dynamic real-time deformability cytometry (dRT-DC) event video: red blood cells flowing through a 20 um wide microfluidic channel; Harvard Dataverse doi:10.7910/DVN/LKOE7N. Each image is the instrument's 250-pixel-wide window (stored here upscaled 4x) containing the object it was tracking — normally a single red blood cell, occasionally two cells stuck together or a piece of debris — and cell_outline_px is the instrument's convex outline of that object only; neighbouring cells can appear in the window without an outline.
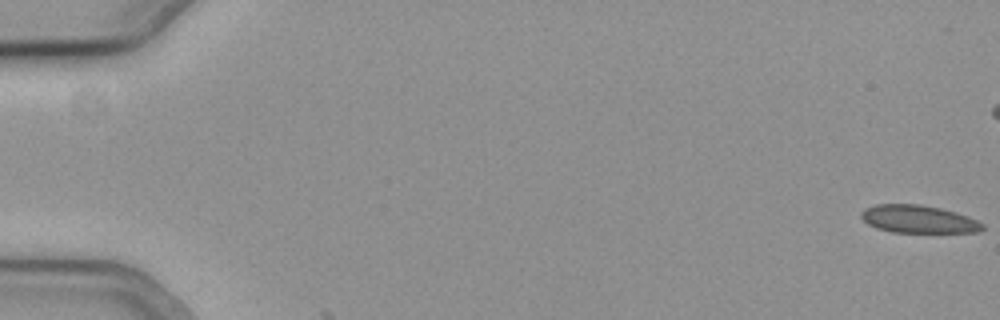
{"species": "common noctule bat (a hibernating species)", "species_latin": "Nyctalus noctula", "temperature_condition": "cold", "stored_images_in_passage": 2, "camera_frame_rate_fps": 3000, "um_per_image_px": 0.085, "animal": {"sex": "female", "body_mass_g": 19.3, "forearm_length_mm": 54.1}, "frame": {"image": 1, "passage_image": 1, "time_ms": 0.0, "image_size_px": [1000, 320], "cell_outline_px": [[984, 228], [980, 232], [892, 232], [876, 228], [868, 224], [860, 216], [860, 212], [864, 208], [876, 204], [920, 204], [940, 208], [956, 212], [968, 216], [984, 224]], "centroid_in_image_um": [78.05, 18.62], "position_along_channel_um": 7.0, "area_um2": 19.71}}